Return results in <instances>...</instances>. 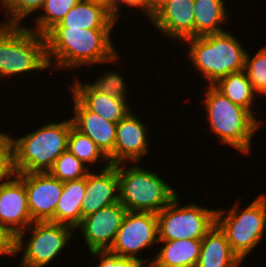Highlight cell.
<instances>
[{
	"label": "cell",
	"mask_w": 266,
	"mask_h": 267,
	"mask_svg": "<svg viewBox=\"0 0 266 267\" xmlns=\"http://www.w3.org/2000/svg\"><path fill=\"white\" fill-rule=\"evenodd\" d=\"M69 150H65L56 160L49 173L61 182L79 180L91 171Z\"/></svg>",
	"instance_id": "83f0119b"
},
{
	"label": "cell",
	"mask_w": 266,
	"mask_h": 267,
	"mask_svg": "<svg viewBox=\"0 0 266 267\" xmlns=\"http://www.w3.org/2000/svg\"><path fill=\"white\" fill-rule=\"evenodd\" d=\"M102 68V74H99L95 81L88 82L95 90H98L99 92L110 95L119 99H124L127 101H130L128 97H130L128 94L130 93L128 82L125 80L124 75L120 74V72H117V70H113L111 68V71L108 69V71H104Z\"/></svg>",
	"instance_id": "f546056e"
},
{
	"label": "cell",
	"mask_w": 266,
	"mask_h": 267,
	"mask_svg": "<svg viewBox=\"0 0 266 267\" xmlns=\"http://www.w3.org/2000/svg\"><path fill=\"white\" fill-rule=\"evenodd\" d=\"M261 192L243 209L241 200L227 207L216 208V224L225 233L233 252L246 259L265 241L266 236V193Z\"/></svg>",
	"instance_id": "52a82bcc"
},
{
	"label": "cell",
	"mask_w": 266,
	"mask_h": 267,
	"mask_svg": "<svg viewBox=\"0 0 266 267\" xmlns=\"http://www.w3.org/2000/svg\"><path fill=\"white\" fill-rule=\"evenodd\" d=\"M141 163L114 165L119 179V202L127 211L159 213L180 192L160 172ZM130 166V167H129Z\"/></svg>",
	"instance_id": "8992f818"
},
{
	"label": "cell",
	"mask_w": 266,
	"mask_h": 267,
	"mask_svg": "<svg viewBox=\"0 0 266 267\" xmlns=\"http://www.w3.org/2000/svg\"><path fill=\"white\" fill-rule=\"evenodd\" d=\"M193 8L194 37L226 31L223 25L231 22L226 0H194Z\"/></svg>",
	"instance_id": "603a6c76"
},
{
	"label": "cell",
	"mask_w": 266,
	"mask_h": 267,
	"mask_svg": "<svg viewBox=\"0 0 266 267\" xmlns=\"http://www.w3.org/2000/svg\"><path fill=\"white\" fill-rule=\"evenodd\" d=\"M73 110L70 115L73 126L84 135H87L97 144L100 150L114 165V145L117 132V123L107 121L98 114L89 111L71 92Z\"/></svg>",
	"instance_id": "2e32d148"
},
{
	"label": "cell",
	"mask_w": 266,
	"mask_h": 267,
	"mask_svg": "<svg viewBox=\"0 0 266 267\" xmlns=\"http://www.w3.org/2000/svg\"><path fill=\"white\" fill-rule=\"evenodd\" d=\"M158 244L157 252L151 256L153 267H196L201 240L178 239L159 241Z\"/></svg>",
	"instance_id": "ffe728a7"
},
{
	"label": "cell",
	"mask_w": 266,
	"mask_h": 267,
	"mask_svg": "<svg viewBox=\"0 0 266 267\" xmlns=\"http://www.w3.org/2000/svg\"><path fill=\"white\" fill-rule=\"evenodd\" d=\"M67 150H69L77 159H79L90 170L93 169L92 165H103L101 168H107L111 165L109 158L100 150L95 142H93L87 135H84L74 126L70 129L68 137ZM101 164H100V163ZM90 165H88V164Z\"/></svg>",
	"instance_id": "d4e9b609"
},
{
	"label": "cell",
	"mask_w": 266,
	"mask_h": 267,
	"mask_svg": "<svg viewBox=\"0 0 266 267\" xmlns=\"http://www.w3.org/2000/svg\"><path fill=\"white\" fill-rule=\"evenodd\" d=\"M112 33L113 29L51 28L44 35L50 69L74 71L81 66L120 63L122 55L112 42Z\"/></svg>",
	"instance_id": "6da1fadb"
},
{
	"label": "cell",
	"mask_w": 266,
	"mask_h": 267,
	"mask_svg": "<svg viewBox=\"0 0 266 267\" xmlns=\"http://www.w3.org/2000/svg\"><path fill=\"white\" fill-rule=\"evenodd\" d=\"M154 1H171V0H154Z\"/></svg>",
	"instance_id": "8d00e7d4"
},
{
	"label": "cell",
	"mask_w": 266,
	"mask_h": 267,
	"mask_svg": "<svg viewBox=\"0 0 266 267\" xmlns=\"http://www.w3.org/2000/svg\"><path fill=\"white\" fill-rule=\"evenodd\" d=\"M213 86L224 96H226L233 104L239 105L249 110L256 118V109L253 103L259 97L254 90L253 85L249 81L244 70L231 73L219 79Z\"/></svg>",
	"instance_id": "cb8c5ba5"
},
{
	"label": "cell",
	"mask_w": 266,
	"mask_h": 267,
	"mask_svg": "<svg viewBox=\"0 0 266 267\" xmlns=\"http://www.w3.org/2000/svg\"><path fill=\"white\" fill-rule=\"evenodd\" d=\"M204 86V99L200 98V101L203 102V109L205 107L209 132L216 135L220 144L249 157L254 135L264 125L263 120H258L259 117L256 118L249 110L233 104L213 85Z\"/></svg>",
	"instance_id": "7a4b0ae2"
},
{
	"label": "cell",
	"mask_w": 266,
	"mask_h": 267,
	"mask_svg": "<svg viewBox=\"0 0 266 267\" xmlns=\"http://www.w3.org/2000/svg\"><path fill=\"white\" fill-rule=\"evenodd\" d=\"M179 198L178 194L157 213L158 240H202L216 223V208L199 205L196 201L182 204Z\"/></svg>",
	"instance_id": "9c48e42d"
},
{
	"label": "cell",
	"mask_w": 266,
	"mask_h": 267,
	"mask_svg": "<svg viewBox=\"0 0 266 267\" xmlns=\"http://www.w3.org/2000/svg\"><path fill=\"white\" fill-rule=\"evenodd\" d=\"M74 234L75 230L68 225L51 221L33 222L16 236V258L18 255L21 257L18 266L50 267V263L53 264L58 256L62 258L63 251L68 252L66 247L70 248L68 245L71 240H75Z\"/></svg>",
	"instance_id": "ba28073f"
},
{
	"label": "cell",
	"mask_w": 266,
	"mask_h": 267,
	"mask_svg": "<svg viewBox=\"0 0 266 267\" xmlns=\"http://www.w3.org/2000/svg\"><path fill=\"white\" fill-rule=\"evenodd\" d=\"M15 174L13 136L3 131L0 132V184Z\"/></svg>",
	"instance_id": "4dcf8cb0"
},
{
	"label": "cell",
	"mask_w": 266,
	"mask_h": 267,
	"mask_svg": "<svg viewBox=\"0 0 266 267\" xmlns=\"http://www.w3.org/2000/svg\"><path fill=\"white\" fill-rule=\"evenodd\" d=\"M132 110L117 123L114 145V165L123 163H143V158L150 154L151 138L144 119L136 116ZM150 146V147H149ZM148 154V155H147Z\"/></svg>",
	"instance_id": "4fadbf2b"
},
{
	"label": "cell",
	"mask_w": 266,
	"mask_h": 267,
	"mask_svg": "<svg viewBox=\"0 0 266 267\" xmlns=\"http://www.w3.org/2000/svg\"><path fill=\"white\" fill-rule=\"evenodd\" d=\"M33 222L25 184L15 174L0 184V223L17 236Z\"/></svg>",
	"instance_id": "9a60e30c"
},
{
	"label": "cell",
	"mask_w": 266,
	"mask_h": 267,
	"mask_svg": "<svg viewBox=\"0 0 266 267\" xmlns=\"http://www.w3.org/2000/svg\"><path fill=\"white\" fill-rule=\"evenodd\" d=\"M24 182L32 220L50 221L62 195L64 182L45 173H18Z\"/></svg>",
	"instance_id": "5bb4252c"
},
{
	"label": "cell",
	"mask_w": 266,
	"mask_h": 267,
	"mask_svg": "<svg viewBox=\"0 0 266 267\" xmlns=\"http://www.w3.org/2000/svg\"><path fill=\"white\" fill-rule=\"evenodd\" d=\"M246 262V259H243V258H239V260L232 266V267H248V266H245V262ZM244 263V264H243ZM244 265V266H243Z\"/></svg>",
	"instance_id": "e575fe53"
},
{
	"label": "cell",
	"mask_w": 266,
	"mask_h": 267,
	"mask_svg": "<svg viewBox=\"0 0 266 267\" xmlns=\"http://www.w3.org/2000/svg\"><path fill=\"white\" fill-rule=\"evenodd\" d=\"M109 10L112 17L118 22L122 17V13L119 10L123 8H131L132 10L135 8L140 10L142 16L145 17V20H151L154 15V0H108Z\"/></svg>",
	"instance_id": "1f68e13d"
},
{
	"label": "cell",
	"mask_w": 266,
	"mask_h": 267,
	"mask_svg": "<svg viewBox=\"0 0 266 267\" xmlns=\"http://www.w3.org/2000/svg\"><path fill=\"white\" fill-rule=\"evenodd\" d=\"M80 0H45L40 12L32 19L34 23L30 25L24 23L30 30L45 35L51 28L59 24L68 11ZM35 24V25H34ZM32 25V26H31ZM30 26V27H29ZM33 27V28H32Z\"/></svg>",
	"instance_id": "484cf974"
},
{
	"label": "cell",
	"mask_w": 266,
	"mask_h": 267,
	"mask_svg": "<svg viewBox=\"0 0 266 267\" xmlns=\"http://www.w3.org/2000/svg\"><path fill=\"white\" fill-rule=\"evenodd\" d=\"M73 76L76 78L73 77V84L68 85L69 92L89 111L98 114L103 119L118 123L133 110L134 107L128 103L129 101L105 95L95 90L88 81H83V78L76 76L75 73Z\"/></svg>",
	"instance_id": "ac0fdd59"
},
{
	"label": "cell",
	"mask_w": 266,
	"mask_h": 267,
	"mask_svg": "<svg viewBox=\"0 0 266 267\" xmlns=\"http://www.w3.org/2000/svg\"><path fill=\"white\" fill-rule=\"evenodd\" d=\"M51 122V123H50ZM44 122L30 133L13 134L14 169L18 173L49 172L55 160L67 149L71 117Z\"/></svg>",
	"instance_id": "277c9868"
},
{
	"label": "cell",
	"mask_w": 266,
	"mask_h": 267,
	"mask_svg": "<svg viewBox=\"0 0 266 267\" xmlns=\"http://www.w3.org/2000/svg\"><path fill=\"white\" fill-rule=\"evenodd\" d=\"M194 0L154 1V15L148 21L163 37L182 44L194 37Z\"/></svg>",
	"instance_id": "7c38bea8"
},
{
	"label": "cell",
	"mask_w": 266,
	"mask_h": 267,
	"mask_svg": "<svg viewBox=\"0 0 266 267\" xmlns=\"http://www.w3.org/2000/svg\"><path fill=\"white\" fill-rule=\"evenodd\" d=\"M45 0H2L1 14L5 17L0 24L23 26L24 19L34 18L41 10ZM3 10V12H2ZM32 15V16H31ZM24 20V21H23Z\"/></svg>",
	"instance_id": "4316f807"
},
{
	"label": "cell",
	"mask_w": 266,
	"mask_h": 267,
	"mask_svg": "<svg viewBox=\"0 0 266 267\" xmlns=\"http://www.w3.org/2000/svg\"><path fill=\"white\" fill-rule=\"evenodd\" d=\"M86 177L64 182L62 195L51 222L64 224L74 230L82 221V204L85 198Z\"/></svg>",
	"instance_id": "7402d4cb"
},
{
	"label": "cell",
	"mask_w": 266,
	"mask_h": 267,
	"mask_svg": "<svg viewBox=\"0 0 266 267\" xmlns=\"http://www.w3.org/2000/svg\"><path fill=\"white\" fill-rule=\"evenodd\" d=\"M158 243L157 214L127 211L114 243L108 251L120 257L132 258L143 265H151L153 258L149 256L140 258V256H146L142 252L156 248L154 246H158Z\"/></svg>",
	"instance_id": "30bf717a"
},
{
	"label": "cell",
	"mask_w": 266,
	"mask_h": 267,
	"mask_svg": "<svg viewBox=\"0 0 266 267\" xmlns=\"http://www.w3.org/2000/svg\"><path fill=\"white\" fill-rule=\"evenodd\" d=\"M50 70L46 40L25 25L0 24V85L8 79ZM35 71V72H34ZM41 71V72H40ZM16 76V77H15ZM12 78V79H11ZM11 79V82L10 80ZM6 80V81H5ZM3 82V84H1Z\"/></svg>",
	"instance_id": "5b68a950"
},
{
	"label": "cell",
	"mask_w": 266,
	"mask_h": 267,
	"mask_svg": "<svg viewBox=\"0 0 266 267\" xmlns=\"http://www.w3.org/2000/svg\"><path fill=\"white\" fill-rule=\"evenodd\" d=\"M127 210L118 202L101 208L93 214L84 218L75 229L80 232V238L89 253L93 251L109 250L116 238L117 232L122 224Z\"/></svg>",
	"instance_id": "8fae6325"
},
{
	"label": "cell",
	"mask_w": 266,
	"mask_h": 267,
	"mask_svg": "<svg viewBox=\"0 0 266 267\" xmlns=\"http://www.w3.org/2000/svg\"><path fill=\"white\" fill-rule=\"evenodd\" d=\"M16 236L0 223V256L15 257Z\"/></svg>",
	"instance_id": "836d02e7"
},
{
	"label": "cell",
	"mask_w": 266,
	"mask_h": 267,
	"mask_svg": "<svg viewBox=\"0 0 266 267\" xmlns=\"http://www.w3.org/2000/svg\"><path fill=\"white\" fill-rule=\"evenodd\" d=\"M142 267H153L152 265H143Z\"/></svg>",
	"instance_id": "d590c367"
},
{
	"label": "cell",
	"mask_w": 266,
	"mask_h": 267,
	"mask_svg": "<svg viewBox=\"0 0 266 267\" xmlns=\"http://www.w3.org/2000/svg\"><path fill=\"white\" fill-rule=\"evenodd\" d=\"M238 260L225 233L215 223L201 240L196 267H232Z\"/></svg>",
	"instance_id": "44dd1931"
},
{
	"label": "cell",
	"mask_w": 266,
	"mask_h": 267,
	"mask_svg": "<svg viewBox=\"0 0 266 267\" xmlns=\"http://www.w3.org/2000/svg\"><path fill=\"white\" fill-rule=\"evenodd\" d=\"M91 258L99 259L95 267H142L143 264L129 257H120L110 251H93Z\"/></svg>",
	"instance_id": "d6a6232c"
},
{
	"label": "cell",
	"mask_w": 266,
	"mask_h": 267,
	"mask_svg": "<svg viewBox=\"0 0 266 267\" xmlns=\"http://www.w3.org/2000/svg\"><path fill=\"white\" fill-rule=\"evenodd\" d=\"M96 169L99 171L91 170L86 176L85 198L81 207L82 218L119 202V179L116 167L110 165L104 169Z\"/></svg>",
	"instance_id": "e0dca14e"
},
{
	"label": "cell",
	"mask_w": 266,
	"mask_h": 267,
	"mask_svg": "<svg viewBox=\"0 0 266 267\" xmlns=\"http://www.w3.org/2000/svg\"><path fill=\"white\" fill-rule=\"evenodd\" d=\"M253 53L247 51L245 56L244 71L260 97H266V46Z\"/></svg>",
	"instance_id": "f1b7e54d"
},
{
	"label": "cell",
	"mask_w": 266,
	"mask_h": 267,
	"mask_svg": "<svg viewBox=\"0 0 266 267\" xmlns=\"http://www.w3.org/2000/svg\"><path fill=\"white\" fill-rule=\"evenodd\" d=\"M229 29L220 33L186 39V60L206 85H213L222 77L244 70L247 49L244 42ZM202 77V78H201ZM206 81H205V80Z\"/></svg>",
	"instance_id": "3957f363"
},
{
	"label": "cell",
	"mask_w": 266,
	"mask_h": 267,
	"mask_svg": "<svg viewBox=\"0 0 266 267\" xmlns=\"http://www.w3.org/2000/svg\"><path fill=\"white\" fill-rule=\"evenodd\" d=\"M117 23L107 0H80L53 28L114 29Z\"/></svg>",
	"instance_id": "d6986e66"
}]
</instances>
